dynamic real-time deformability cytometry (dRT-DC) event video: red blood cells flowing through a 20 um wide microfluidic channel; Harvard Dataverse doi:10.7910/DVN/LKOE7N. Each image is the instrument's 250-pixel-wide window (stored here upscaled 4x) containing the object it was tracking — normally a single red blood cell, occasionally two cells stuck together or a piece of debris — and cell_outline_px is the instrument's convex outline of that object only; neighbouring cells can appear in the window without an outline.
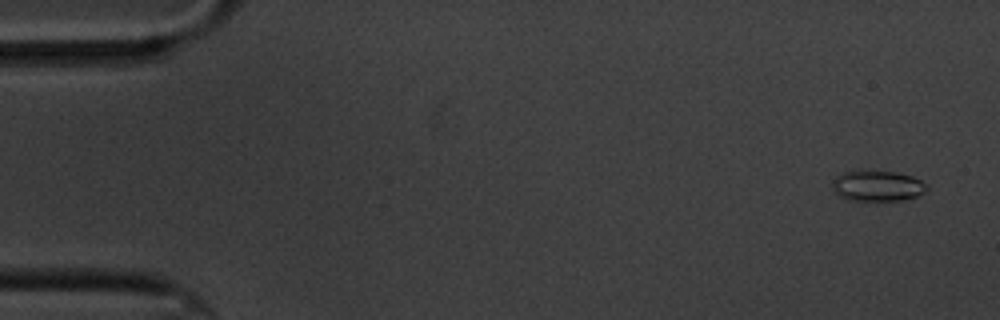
{"species": "common noctule bat (a hibernating species)", "species_latin": "Nyctalus noctula", "temperature_condition": "cold", "stored_images_in_passage": 5, "camera_frame_rate_fps": 3000, "um_per_image_px": 0.085, "animal": {"sex": "male", "body_mass_g": 20.1, "forearm_length_mm": 53.5}, "frame": {"image": 1, "passage_image": 1, "time_ms": 0.0, "image_size_px": [1000, 320], "cell_outline_px": [[928, 188], [924, 192], [916, 196], [900, 200], [848, 200], [840, 196], [832, 188], [832, 180], [836, 176], [844, 172], [896, 172], [912, 176], [928, 184]], "centroid_in_image_um": [74.59, 15.81], "position_along_channel_um": 10.4, "area_um2": 16.53}}
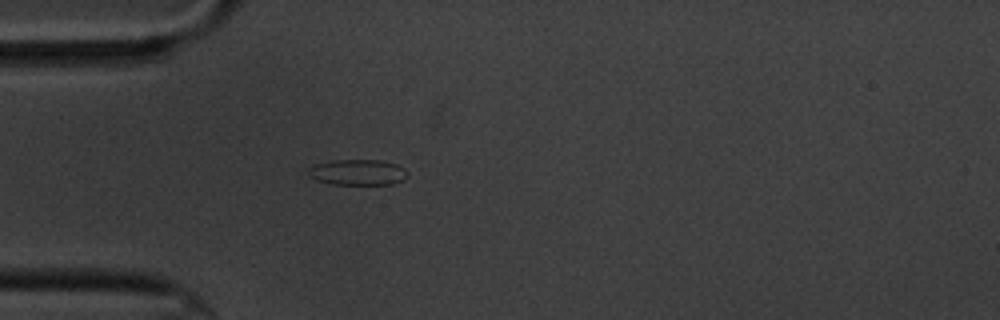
{"frame": {"image": 2, "passage_image": 5, "time_ms": 4.667, "image_size_px": [1000, 320], "cell_outline_px": [[408, 176], [392, 184], [332, 184], [316, 180], [308, 176], [308, 168], [312, 164], [332, 160], [380, 160], [396, 164], [404, 168], [408, 172]], "centroid_in_image_um": [30.36, 14.63], "position_along_channel_um": 54.6, "area_um2": 14.97}}